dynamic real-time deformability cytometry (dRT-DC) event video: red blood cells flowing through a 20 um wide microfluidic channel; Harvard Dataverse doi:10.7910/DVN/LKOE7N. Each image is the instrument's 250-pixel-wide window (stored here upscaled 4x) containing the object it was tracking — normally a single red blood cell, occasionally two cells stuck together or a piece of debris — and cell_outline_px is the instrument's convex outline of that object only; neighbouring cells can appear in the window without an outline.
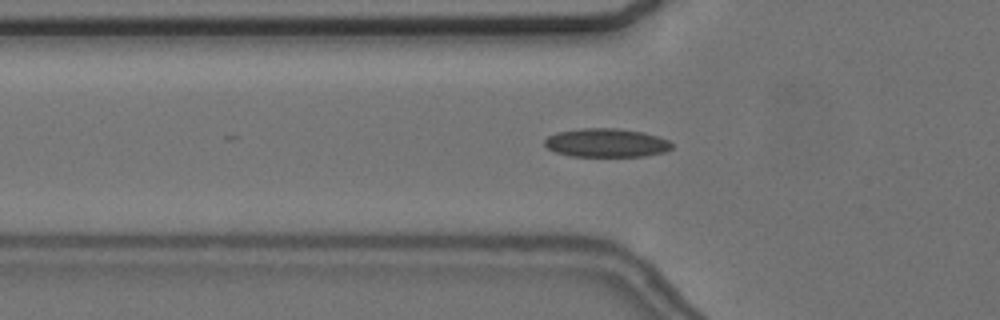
{"species": "common noctule bat (a hibernating species)", "species_latin": "Nyctalus noctula", "temperature_condition": "cold", "stored_images_in_passage": 32, "camera_frame_rate_fps": 3000, "um_per_image_px": 0.085, "animal": {"sex": "female", "body_mass_g": 24.6, "forearm_length_mm": 56.2}, "frame": {"image": 1, "passage_image": 19, "time_ms": 6.0, "image_size_px": [1000, 320], "cell_outline_px": [[672, 148], [664, 152], [644, 156], [568, 156], [556, 152], [548, 148], [544, 144], [544, 140], [548, 136], [556, 132], [580, 128], [616, 128], [640, 132], [656, 136], [668, 140], [672, 144]], "centroid_in_image_um": [51.5, 12.14], "position_along_channel_um": 74.3, "area_um2": 21.15}}